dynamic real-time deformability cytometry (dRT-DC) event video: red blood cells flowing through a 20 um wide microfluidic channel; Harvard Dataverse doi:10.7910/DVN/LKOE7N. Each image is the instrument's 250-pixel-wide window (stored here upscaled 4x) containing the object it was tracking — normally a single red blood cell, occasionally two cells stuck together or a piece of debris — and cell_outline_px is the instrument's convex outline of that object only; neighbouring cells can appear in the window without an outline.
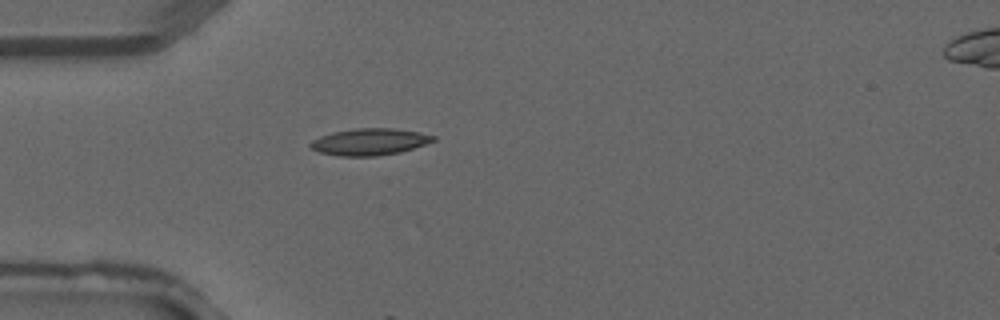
{"species": "common noctule bat (a hibernating species)", "species_latin": "Nyctalus noctula", "temperature_condition": "warm", "stored_images_in_passage": 5, "camera_frame_rate_fps": 3000, "um_per_image_px": 0.085, "animal": {"sex": "male", "forearm_length_mm": 52.5}, "frame": {"image": 1, "passage_image": 4, "time_ms": 1.0, "image_size_px": [1000, 320], "cell_outline_px": [[436, 140], [400, 152], [376, 156], [340, 156], [320, 152], [312, 148], [308, 144], [312, 140], [320, 136], [332, 132], [356, 128], [392, 128], [420, 132], [436, 136]], "centroid_in_image_um": [31.41, 12.05], "position_along_channel_um": 53.6, "area_um2": 19.07}}